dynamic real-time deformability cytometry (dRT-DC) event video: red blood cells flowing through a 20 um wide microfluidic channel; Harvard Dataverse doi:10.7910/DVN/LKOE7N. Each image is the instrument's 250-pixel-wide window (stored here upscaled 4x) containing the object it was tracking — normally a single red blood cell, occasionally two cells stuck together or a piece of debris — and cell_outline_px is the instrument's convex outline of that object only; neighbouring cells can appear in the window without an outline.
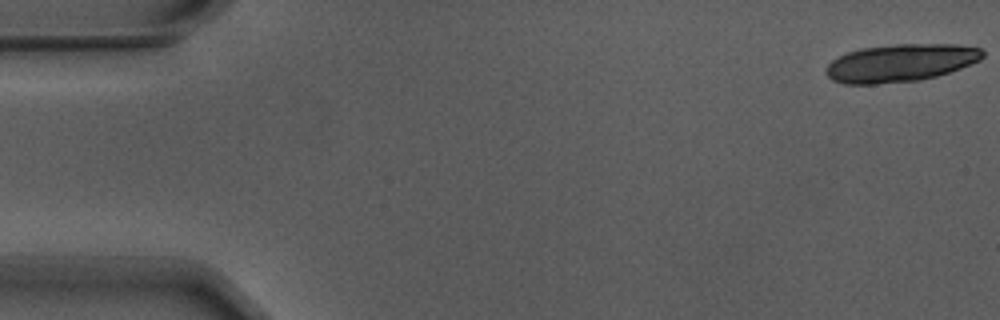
{"species": "Egyptian fruit bat (a non-hibernating species)", "species_latin": "Rousettus aegyptiacus", "temperature_condition": "warm", "stored_images_in_passage": 19, "camera_frame_rate_fps": 3000, "um_per_image_px": 0.085, "animal": {"sex": "male"}, "frame": {"image": 1, "passage_image": 1, "time_ms": 0.0, "image_size_px": [1000, 320], "cell_outline_px": [[984, 56], [980, 60], [960, 68], [936, 76], [920, 80], [876, 84], [844, 84], [832, 80], [828, 76], [828, 64], [832, 60], [848, 52], [864, 48], [896, 44], [956, 44], [980, 48], [984, 52]], "centroid_in_image_um": [76.57, 5.35], "position_along_channel_um": 8.4, "area_um2": 34.1}}